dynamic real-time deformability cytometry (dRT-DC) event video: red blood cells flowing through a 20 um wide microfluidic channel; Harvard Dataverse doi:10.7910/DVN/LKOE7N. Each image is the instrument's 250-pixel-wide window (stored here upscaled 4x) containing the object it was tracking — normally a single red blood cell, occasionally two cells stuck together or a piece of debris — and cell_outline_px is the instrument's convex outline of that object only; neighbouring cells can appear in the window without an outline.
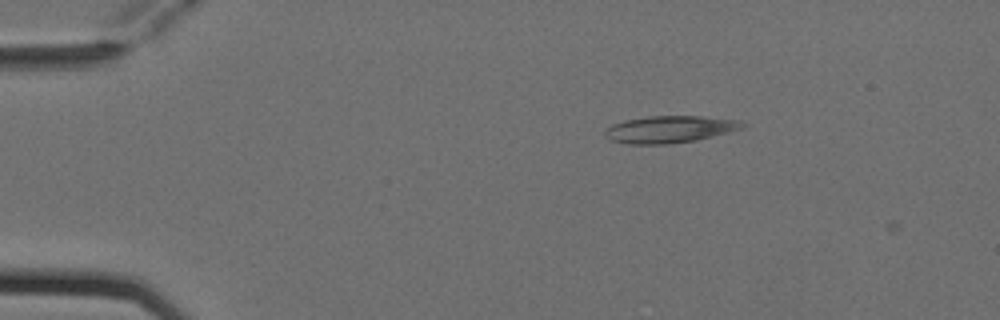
{"species": "Egyptian fruit bat (a non-hibernating species)", "species_latin": "Rousettus aegyptiacus", "temperature_condition": "cold", "stored_images_in_passage": 2, "camera_frame_rate_fps": 3000, "um_per_image_px": 0.085, "animal": {"sex": "female"}, "frame": {"image": 1, "passage_image": 1, "time_ms": 0.0, "image_size_px": [1000, 320], "cell_outline_px": [[748, 124], [744, 128], [696, 140], [668, 144], [628, 144], [612, 140], [604, 136], [604, 128], [612, 124], [624, 120], [648, 116], [700, 116], [740, 120]], "centroid_in_image_um": [56.91, 10.98], "position_along_channel_um": 28.1, "area_um2": 21.79}}